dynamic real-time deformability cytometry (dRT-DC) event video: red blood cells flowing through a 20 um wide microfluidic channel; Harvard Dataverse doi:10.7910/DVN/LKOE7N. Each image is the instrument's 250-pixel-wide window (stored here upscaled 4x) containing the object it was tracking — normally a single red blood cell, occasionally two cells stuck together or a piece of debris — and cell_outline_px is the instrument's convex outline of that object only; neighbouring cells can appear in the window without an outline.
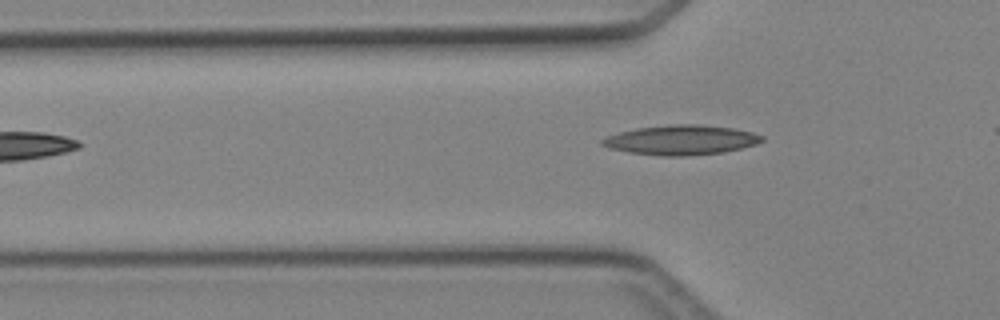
{"species": "Egyptian fruit bat (a non-hibernating species)", "species_latin": "Rousettus aegyptiacus", "temperature_condition": "cold", "stored_images_in_passage": 4, "segment_of_instrument_passage": [1, 2], "camera_frame_rate_fps": 3000, "um_per_image_px": 0.085, "animal": {"sex": "female"}, "frame": {"image": 1, "passage_image": 2, "time_ms": 1.333, "image_size_px": [1000, 320], "cell_outline_px": [[764, 140], [756, 144], [724, 152], [684, 156], [664, 156], [628, 152], [608, 148], [600, 144], [600, 140], [608, 136], [620, 132], [636, 128], [668, 124], [696, 124], [732, 128], [752, 132], [764, 136]], "centroid_in_image_um": [57.88, 11.89], "position_along_channel_um": 67.9, "area_um2": 27.63}}
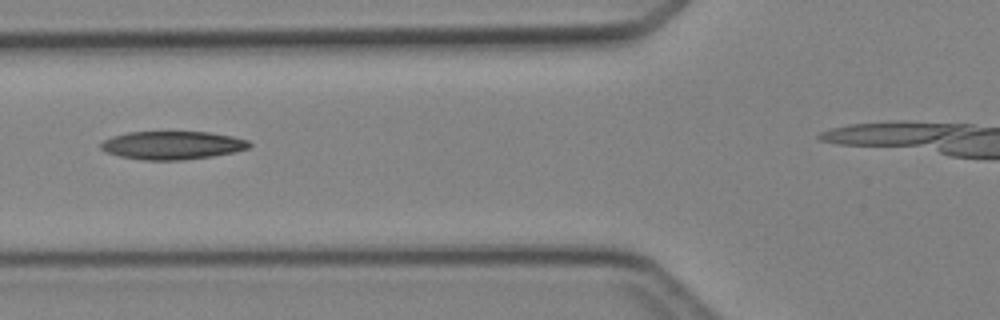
{"frame": {"image": 2, "passage_image": 3, "time_ms": 2.333, "image_size_px": [1000, 320], "cell_outline_px": [[252, 144], [248, 148], [236, 152], [212, 156], [180, 160], [144, 160], [120, 156], [104, 152], [100, 148], [100, 144], [104, 140], [112, 136], [128, 132], [208, 132], [232, 136], [248, 140]], "centroid_in_image_um": [14.64, 12.35], "position_along_channel_um": 111.2, "area_um2": 24.45}}